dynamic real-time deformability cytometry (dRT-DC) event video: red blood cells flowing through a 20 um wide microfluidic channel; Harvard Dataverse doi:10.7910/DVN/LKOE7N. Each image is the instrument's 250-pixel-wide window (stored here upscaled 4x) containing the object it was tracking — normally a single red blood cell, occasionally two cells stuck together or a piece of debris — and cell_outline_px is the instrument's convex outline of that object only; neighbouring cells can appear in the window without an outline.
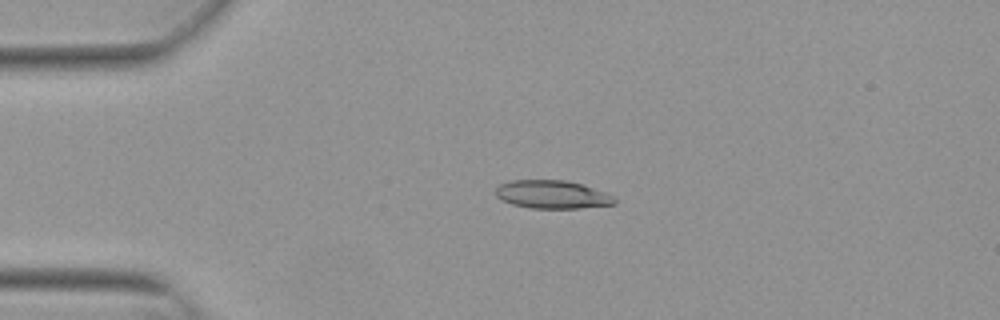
{"species": "Egyptian fruit bat (a non-hibernating species)", "species_latin": "Rousettus aegyptiacus", "temperature_condition": "warm", "stored_images_in_passage": 53, "camera_frame_rate_fps": 3000, "um_per_image_px": 0.085, "animal": {"sex": "female"}, "frame": {"image": 1, "passage_image": 12, "time_ms": 3.667, "image_size_px": [1000, 320], "cell_outline_px": [[616, 204], [580, 208], [532, 208], [512, 204], [500, 200], [496, 196], [496, 188], [500, 184], [512, 180], [564, 180], [584, 184], [604, 192], [612, 196], [616, 200]], "centroid_in_image_um": [46.93, 16.53], "position_along_channel_um": 38.1, "area_um2": 19.54}}
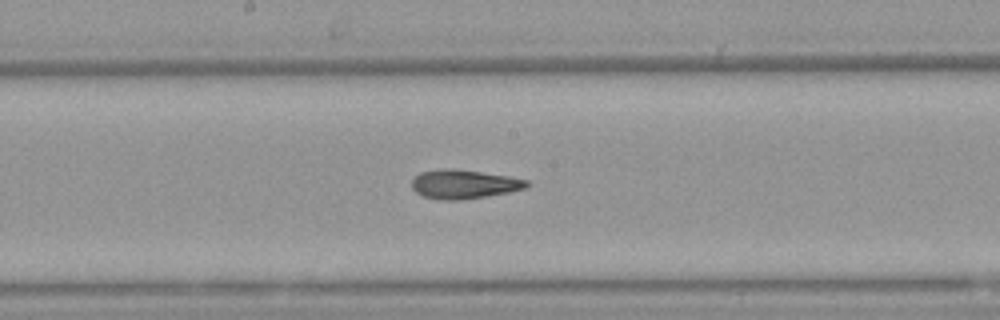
{"frame": {"image": 2, "passage_image": 28, "time_ms": 9.0, "image_size_px": [1000, 320], "cell_outline_px": [[532, 184], [524, 188], [508, 192], [460, 200], [444, 200], [424, 196], [416, 192], [412, 188], [412, 180], [420, 172], [440, 168], [452, 168], [508, 176], [528, 180]], "centroid_in_image_um": [39.42, 15.64], "position_along_channel_um": 208.8, "area_um2": 19.25}}
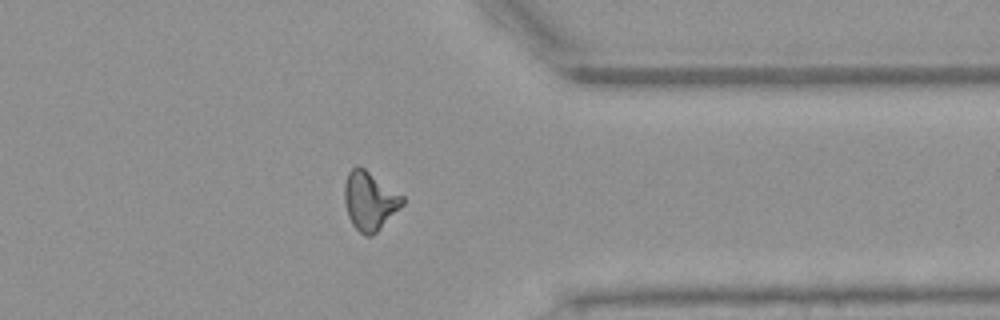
{"frame": {"image": 3, "passage_image": 42, "time_ms": 13.667, "image_size_px": [1000, 320], "cell_outline_px": [[404, 204], [372, 236], [364, 236], [352, 224], [348, 216], [344, 200], [344, 184], [348, 172], [356, 164], [364, 168], [404, 196]], "centroid_in_image_um": [31.41, 17.06], "position_along_channel_um": 380.0, "area_um2": 19.77}, "authors_computed_cell_mechanics": {"area_um2": 19.363, "velocity_mm_per_s": 3.8461, "shape_relaxation_time_tau1_ms": 10.9616, "shape_relaxation_time_tau2_ms": 2.7161, "deformation_change_tau1": 0.2923, "deformation_change_tau2": 0.1212}}